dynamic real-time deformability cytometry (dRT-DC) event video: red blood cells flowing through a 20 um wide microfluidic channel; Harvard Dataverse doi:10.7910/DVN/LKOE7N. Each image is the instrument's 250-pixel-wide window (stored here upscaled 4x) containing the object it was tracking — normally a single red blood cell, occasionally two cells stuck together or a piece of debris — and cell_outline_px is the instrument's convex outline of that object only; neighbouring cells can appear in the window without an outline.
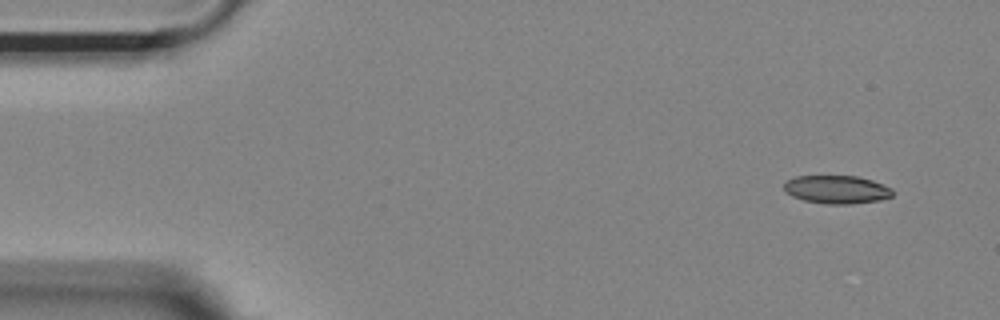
{"species": "Egyptian fruit bat (a non-hibernating species)", "species_latin": "Rousettus aegyptiacus", "temperature_condition": "room temperature", "stored_images_in_passage": 30, "camera_frame_rate_fps": 3000, "um_per_image_px": 0.085, "animal": {"sex": "female"}, "frame": {"image": 1, "passage_image": 1, "time_ms": 0.0, "image_size_px": [1000, 320], "cell_outline_px": [[892, 196], [880, 200], [848, 204], [828, 204], [804, 200], [792, 196], [784, 192], [784, 184], [788, 180], [796, 176], [856, 176], [872, 180], [892, 188]], "centroid_in_image_um": [71.11, 16.11], "position_along_channel_um": 13.9, "area_um2": 17.74}}
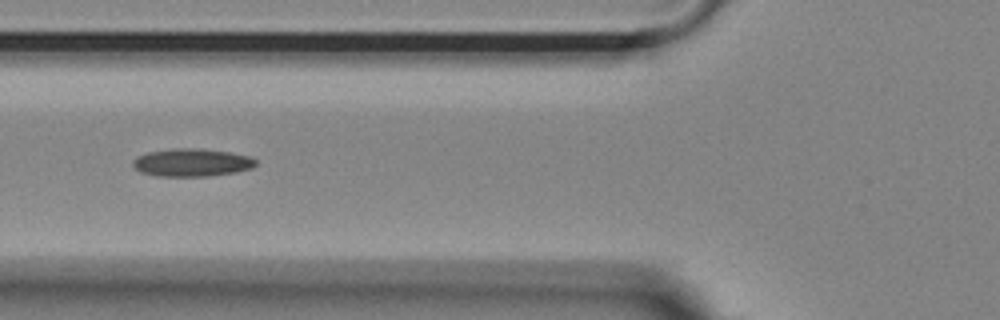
{"frame": {"image": 2, "passage_image": 17, "time_ms": 5.333, "image_size_px": [1000, 320], "cell_outline_px": [[256, 164], [252, 168], [236, 172], [208, 176], [156, 176], [140, 172], [132, 164], [132, 160], [136, 156], [148, 152], [172, 148], [196, 148], [228, 152], [252, 156], [256, 160]], "centroid_in_image_um": [16.29, 13.81], "position_along_channel_um": 109.5, "area_um2": 20.06}}
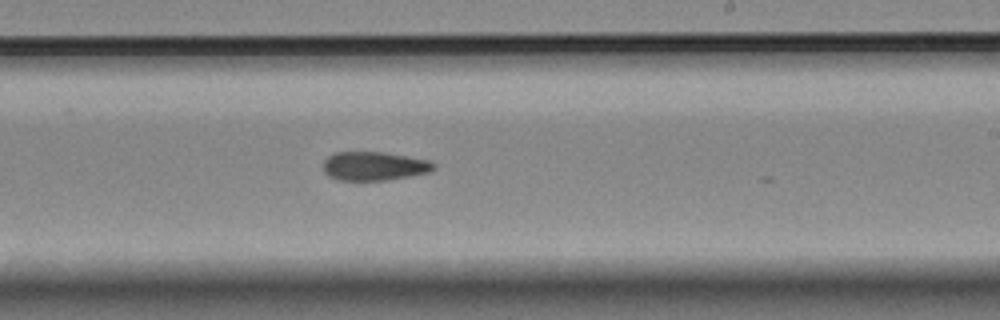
{"frame": {"image": 3, "passage_image": 29, "time_ms": 9.333, "image_size_px": [1000, 320], "cell_outline_px": [[436, 168], [428, 172], [388, 180], [336, 180], [328, 176], [324, 172], [324, 160], [328, 156], [336, 152], [384, 152], [432, 160], [436, 164]], "centroid_in_image_um": [31.82, 14.11], "position_along_channel_um": 257.2, "area_um2": 18.67}}